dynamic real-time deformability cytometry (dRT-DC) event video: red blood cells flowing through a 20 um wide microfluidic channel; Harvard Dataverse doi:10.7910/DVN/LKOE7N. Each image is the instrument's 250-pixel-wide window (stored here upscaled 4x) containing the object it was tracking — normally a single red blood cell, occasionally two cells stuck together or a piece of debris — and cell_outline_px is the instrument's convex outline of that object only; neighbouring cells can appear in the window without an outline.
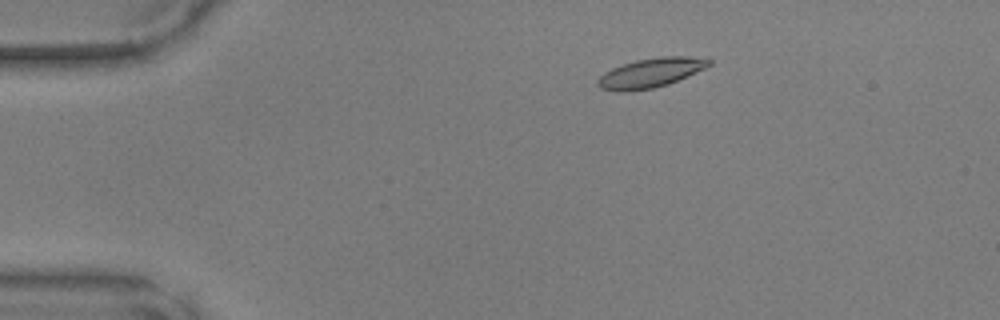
{"species": "common noctule bat (a hibernating species)", "species_latin": "Nyctalus noctula", "temperature_condition": "warm", "stored_images_in_passage": 47, "camera_frame_rate_fps": 3000, "um_per_image_px": 0.085, "animal": {"sex": "male", "body_mass_g": 17.9, "forearm_length_mm": 54.2}, "frame": {"image": 1, "passage_image": 7, "time_ms": 2.0, "image_size_px": [1000, 320], "cell_outline_px": [[712, 64], [704, 68], [668, 84], [652, 88], [628, 92], [616, 92], [600, 88], [596, 84], [596, 80], [604, 72], [612, 68], [636, 60], [660, 56], [684, 56], [712, 60]], "centroid_in_image_um": [55.24, 6.2], "position_along_channel_um": 29.8, "area_um2": 18.96}}
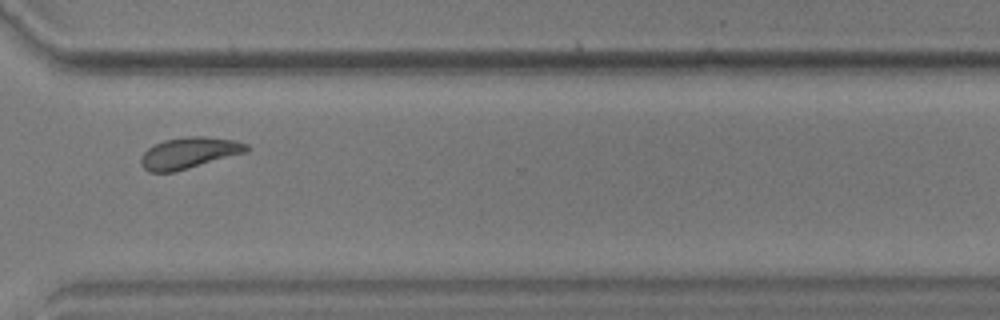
{"frame": {"image": 2, "passage_image": 35, "time_ms": 11.333, "image_size_px": [1000, 320], "cell_outline_px": [[248, 152], [176, 172], [148, 172], [140, 164], [140, 156], [148, 148], [164, 140], [184, 136], [204, 136], [236, 140], [248, 144]], "centroid_in_image_um": [16.08, 13.0], "position_along_channel_um": 354.5, "area_um2": 19.54}}
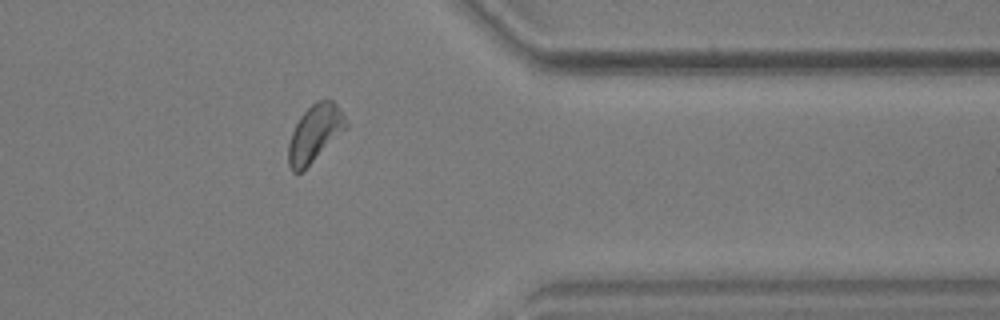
{"frame": {"image": 3, "passage_image": 38, "time_ms": 12.333, "image_size_px": [1000, 320], "cell_outline_px": [[348, 128], [300, 172], [292, 172], [288, 164], [288, 144], [292, 132], [300, 116], [316, 100], [332, 100], [344, 112], [348, 120]], "centroid_in_image_um": [26.79, 11.3], "position_along_channel_um": 384.6, "area_um2": 19.07}}